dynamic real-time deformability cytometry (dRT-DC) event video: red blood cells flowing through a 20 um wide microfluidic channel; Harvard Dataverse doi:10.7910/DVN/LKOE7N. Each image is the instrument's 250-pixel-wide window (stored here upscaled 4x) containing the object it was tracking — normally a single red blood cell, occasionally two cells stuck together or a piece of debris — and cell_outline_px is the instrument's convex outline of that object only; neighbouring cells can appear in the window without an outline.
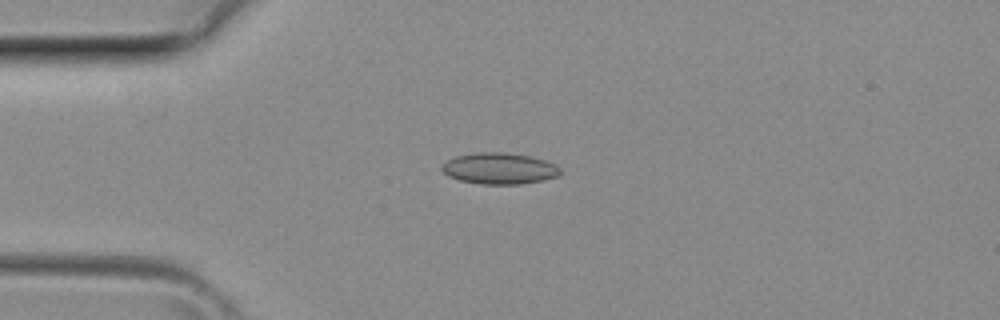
{"species": "common noctule bat (a hibernating species)", "species_latin": "Nyctalus noctula", "temperature_condition": "room temperature", "stored_images_in_passage": 38, "camera_frame_rate_fps": 3000, "um_per_image_px": 0.085, "animal": {"sex": "female", "body_mass_g": 29.2, "forearm_length_mm": 56.3}, "frame": {"image": 1, "passage_image": 9, "time_ms": 2.667, "image_size_px": [1000, 320], "cell_outline_px": [[560, 172], [556, 176], [544, 180], [520, 184], [484, 184], [460, 180], [448, 176], [440, 168], [440, 164], [456, 156], [476, 152], [504, 152], [528, 156], [544, 160], [556, 164], [560, 168]], "centroid_in_image_um": [42.42, 14.31], "position_along_channel_um": 42.6, "area_um2": 21.5}}
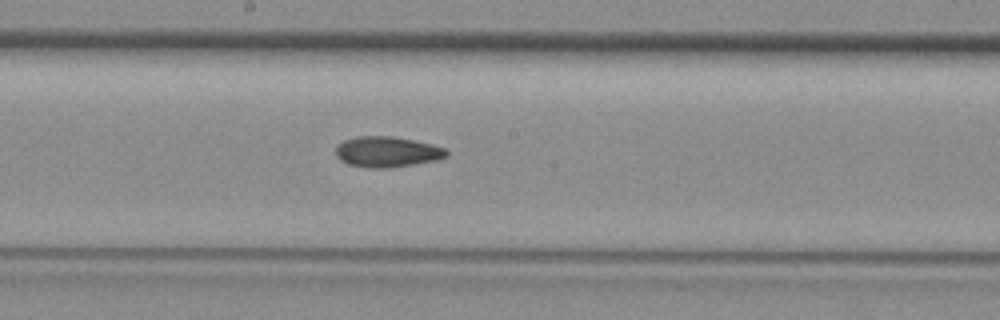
{"frame": {"image": 2, "passage_image": 20, "time_ms": 6.333, "image_size_px": [1000, 320], "cell_outline_px": [[448, 156], [436, 160], [388, 168], [372, 168], [348, 164], [340, 160], [336, 156], [336, 148], [344, 140], [356, 136], [392, 136], [432, 144], [444, 148], [448, 152]], "centroid_in_image_um": [32.89, 12.9], "position_along_channel_um": 215.3, "area_um2": 19.59}}
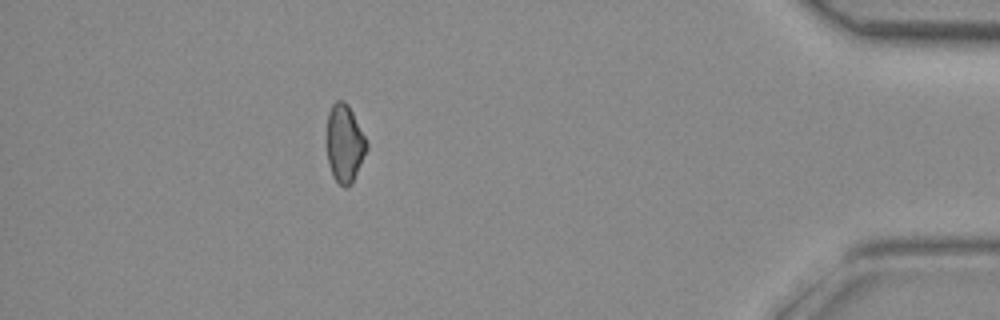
{"frame": {"image": 3, "passage_image": 34, "time_ms": 11.0, "image_size_px": [1000, 320], "cell_outline_px": [[368, 148], [352, 184], [348, 188], [344, 188], [332, 176], [328, 164], [328, 112], [332, 104], [336, 100], [344, 100], [348, 104], [368, 144]], "centroid_in_image_um": [29.3, 12.22], "position_along_channel_um": 405.9, "area_um2": 17.98}}